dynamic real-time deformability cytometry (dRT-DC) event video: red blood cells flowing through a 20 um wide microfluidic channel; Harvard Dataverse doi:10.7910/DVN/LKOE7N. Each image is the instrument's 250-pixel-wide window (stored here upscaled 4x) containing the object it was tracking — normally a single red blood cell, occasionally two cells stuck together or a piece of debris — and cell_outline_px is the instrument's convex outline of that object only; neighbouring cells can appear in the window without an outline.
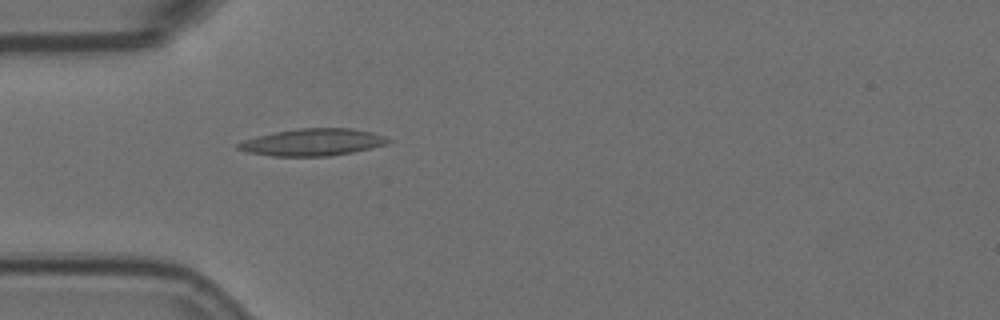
{"species": "Egyptian fruit bat (a non-hibernating species)", "species_latin": "Rousettus aegyptiacus", "temperature_condition": "room temperature", "stored_images_in_passage": 1, "camera_frame_rate_fps": 3000, "um_per_image_px": 0.085, "animal": {"sex": "female"}, "frame": {"image": 1, "passage_image": 1, "time_ms": 0.0, "image_size_px": [1000, 320], "cell_outline_px": [[392, 140], [388, 144], [372, 148], [352, 152], [328, 156], [272, 156], [248, 152], [236, 148], [236, 144], [244, 140], [256, 136], [296, 128], [352, 128], [372, 132], [384, 136]], "centroid_in_image_um": [26.59, 12.08], "position_along_channel_um": 58.4, "area_um2": 23.7}}